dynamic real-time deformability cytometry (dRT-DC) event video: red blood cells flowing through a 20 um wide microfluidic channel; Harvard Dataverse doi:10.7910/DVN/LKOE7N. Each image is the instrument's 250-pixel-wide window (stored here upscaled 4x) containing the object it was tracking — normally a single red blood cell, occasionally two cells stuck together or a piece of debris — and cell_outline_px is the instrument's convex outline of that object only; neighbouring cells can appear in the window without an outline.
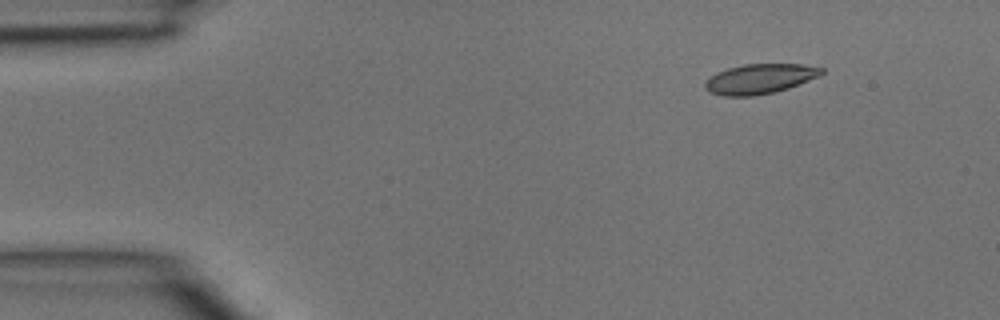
{"species": "common noctule bat (a hibernating species)", "species_latin": "Nyctalus noctula", "temperature_condition": "room temperature", "stored_images_in_passage": 3, "camera_frame_rate_fps": 3000, "um_per_image_px": 0.085, "animal": {"sex": "male", "body_mass_g": 15.6}, "frame": {"image": 1, "passage_image": 2, "time_ms": 0.333, "image_size_px": [1000, 320], "cell_outline_px": [[824, 72], [820, 76], [788, 88], [772, 92], [752, 96], [724, 96], [708, 92], [704, 88], [704, 84], [716, 72], [728, 68], [744, 64], [804, 64], [824, 68]], "centroid_in_image_um": [64.59, 6.7], "position_along_channel_um": 20.4, "area_um2": 20.23}}